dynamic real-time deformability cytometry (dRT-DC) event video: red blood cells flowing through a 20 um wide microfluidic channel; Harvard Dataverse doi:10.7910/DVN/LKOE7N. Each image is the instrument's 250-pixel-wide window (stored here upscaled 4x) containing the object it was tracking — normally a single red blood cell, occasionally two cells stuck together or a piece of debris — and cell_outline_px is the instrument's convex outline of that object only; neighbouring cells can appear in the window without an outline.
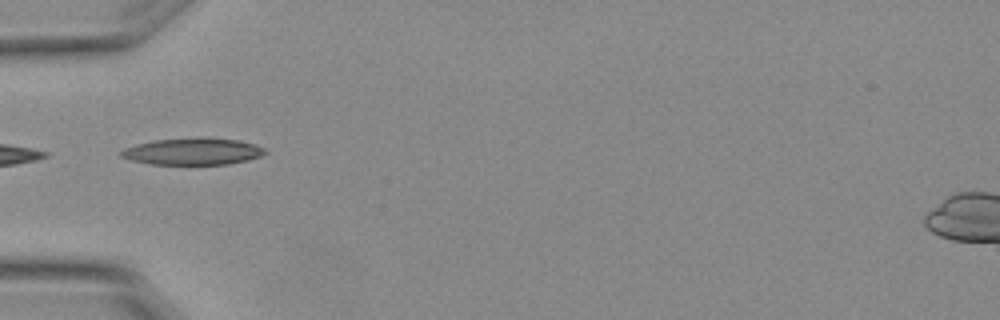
{"species": "Egyptian fruit bat (a non-hibernating species)", "species_latin": "Rousettus aegyptiacus", "temperature_condition": "warm", "stored_images_in_passage": 2, "camera_frame_rate_fps": 3000, "um_per_image_px": 0.085, "animal": {"sex": "female"}, "frame": {"image": 1, "passage_image": 1, "time_ms": 0.0, "image_size_px": [1000, 320], "cell_outline_px": [[268, 152], [260, 156], [248, 160], [228, 164], [152, 164], [132, 160], [120, 156], [120, 152], [124, 148], [136, 144], [152, 140], [200, 136], [204, 136], [240, 140], [256, 144], [264, 148]], "centroid_in_image_um": [16.42, 12.84], "position_along_channel_um": 68.6, "area_um2": 22.89}}
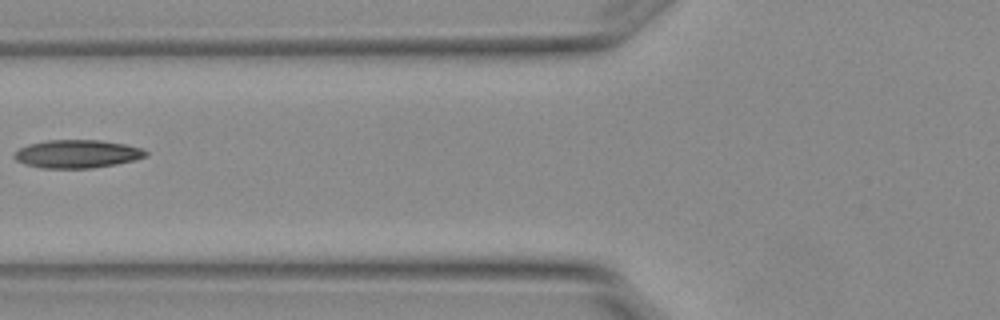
{"frame": {"image": 2, "passage_image": 2, "time_ms": 0.333, "image_size_px": [1000, 320], "cell_outline_px": [[148, 152], [144, 156], [132, 160], [116, 164], [92, 168], [40, 168], [24, 164], [16, 160], [12, 156], [20, 148], [28, 144], [48, 140], [100, 140], [124, 144], [140, 148]], "centroid_in_image_um": [6.5, 13.08], "position_along_channel_um": 119.3, "area_um2": 21.39}}